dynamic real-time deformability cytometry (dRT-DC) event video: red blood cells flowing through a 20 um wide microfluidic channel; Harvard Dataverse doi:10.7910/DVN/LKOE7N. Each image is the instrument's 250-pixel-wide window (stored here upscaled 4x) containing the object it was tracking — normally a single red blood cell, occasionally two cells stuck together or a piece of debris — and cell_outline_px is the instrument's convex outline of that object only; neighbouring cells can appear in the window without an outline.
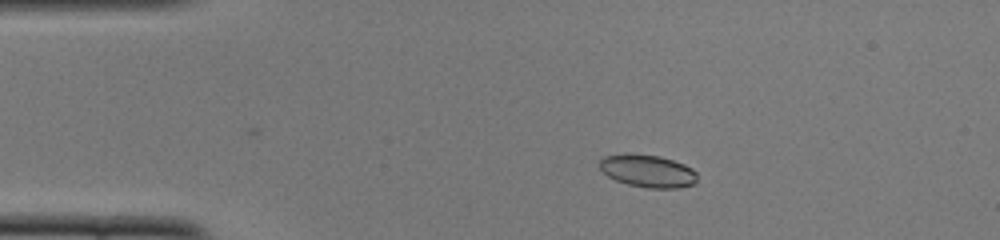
{"species": "common noctule bat (a hibernating species)", "species_latin": "Nyctalus noctula", "temperature_condition": "cold", "stored_images_in_passage": 32, "camera_frame_rate_fps": 3000, "um_per_image_px": 0.085, "animal": {"sex": "female", "body_mass_g": 22.0, "forearm_length_mm": 56.7}, "frame": {"image": 1, "passage_image": 1, "time_ms": 0.0, "image_size_px": [1000, 240], "cell_outline_px": [[696, 184], [680, 188], [648, 188], [628, 184], [616, 180], [608, 176], [600, 168], [600, 160], [604, 156], [628, 152], [660, 156], [684, 164], [692, 168], [696, 172]], "centroid_in_image_um": [55.07, 14.52], "position_along_channel_um": 29.9, "area_um2": 18.73}}
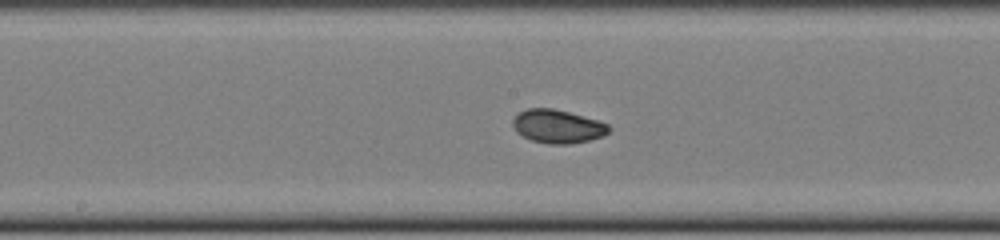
{"frame": {"image": 2, "passage_image": 18, "time_ms": 5.667, "image_size_px": [1000, 240], "cell_outline_px": [[612, 128], [608, 132], [600, 136], [588, 140], [568, 144], [548, 144], [532, 140], [516, 132], [512, 124], [512, 120], [520, 112], [528, 108], [552, 108], [568, 112], [596, 120], [608, 124]], "centroid_in_image_um": [47.37, 10.74], "position_along_channel_um": 200.8, "area_um2": 18.44}}
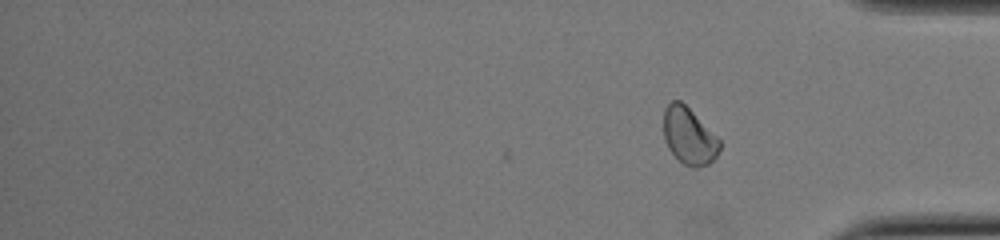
{"frame": {"image": 3, "passage_image": 32, "time_ms": 10.333, "image_size_px": [1000, 240], "cell_outline_px": [[720, 148], [716, 156], [708, 164], [700, 168], [692, 168], [684, 164], [668, 148], [664, 140], [664, 108], [672, 100], [680, 100], [720, 140]], "centroid_in_image_um": [58.55, 11.58], "position_along_channel_um": 376.7, "area_um2": 18.26}, "authors_computed_cell_mechanics": {"area_um2": 18.3226, "velocity_mm_per_s": 3.8893, "shape_relaxation_time_tau1_ms": 4.2619, "shape_relaxation_time_tau2_ms": 1.1426, "deformation_change_tau1": 0.105, "deformation_change_tau2": 0.0417}}